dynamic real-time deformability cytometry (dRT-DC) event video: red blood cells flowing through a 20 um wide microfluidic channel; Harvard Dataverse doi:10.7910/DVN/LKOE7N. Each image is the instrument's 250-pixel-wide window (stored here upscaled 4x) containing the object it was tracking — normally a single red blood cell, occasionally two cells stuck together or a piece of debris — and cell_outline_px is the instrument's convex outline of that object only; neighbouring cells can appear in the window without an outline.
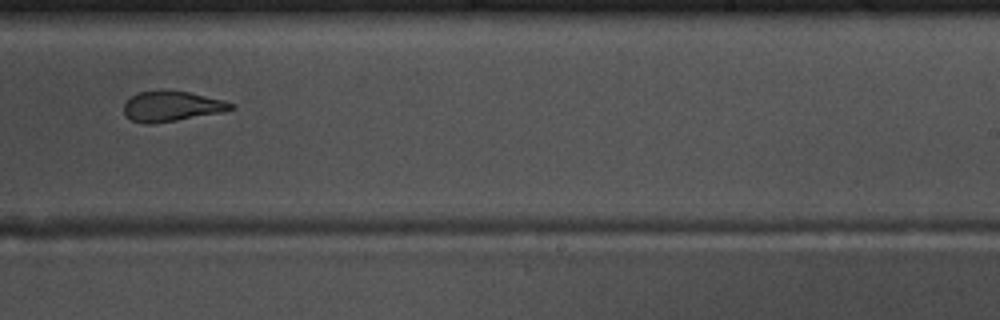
{"species": "common noctule bat (a hibernating species)", "species_latin": "Nyctalus noctula", "temperature_condition": "warm", "stored_images_in_passage": 38, "camera_frame_rate_fps": 3000, "um_per_image_px": 0.085, "animal": {"sex": "male", "body_mass_g": 17.5, "forearm_length_mm": 52.3}, "frame": {"image": 1, "passage_image": 17, "time_ms": 5.333, "image_size_px": [1000, 320], "cell_outline_px": [[236, 108], [220, 112], [176, 120], [152, 124], [144, 124], [132, 120], [124, 116], [124, 104], [136, 92], [160, 88], [168, 88], [188, 92], [224, 100], [236, 104]], "centroid_in_image_um": [14.56, 9.0], "position_along_channel_um": 274.4, "area_um2": 19.31}}